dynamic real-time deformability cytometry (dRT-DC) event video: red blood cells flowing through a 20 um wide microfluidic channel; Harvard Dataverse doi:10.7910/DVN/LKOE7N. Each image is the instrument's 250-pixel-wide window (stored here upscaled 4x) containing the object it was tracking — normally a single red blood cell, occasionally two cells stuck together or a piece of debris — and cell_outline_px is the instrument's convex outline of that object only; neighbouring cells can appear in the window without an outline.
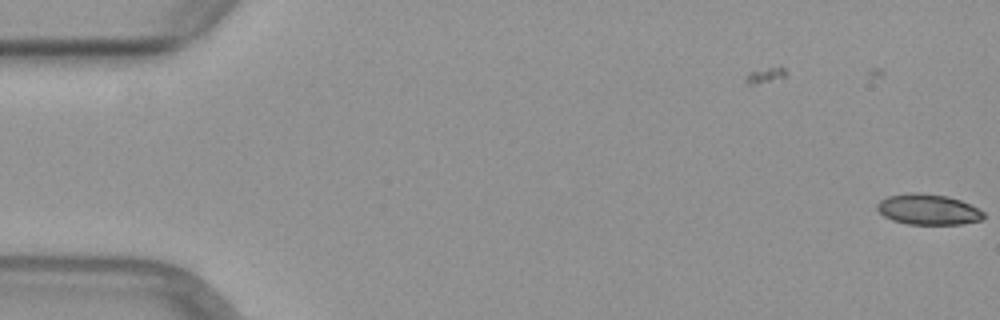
{"species": "common noctule bat (a hibernating species)", "species_latin": "Nyctalus noctula", "temperature_condition": "warm", "stored_images_in_passage": 38, "camera_frame_rate_fps": 3000, "um_per_image_px": 0.085, "animal": {"sex": "female", "body_mass_g": 29.2, "forearm_length_mm": 56.3}, "frame": {"image": 1, "passage_image": 1, "time_ms": 0.0, "image_size_px": [1000, 320], "cell_outline_px": [[984, 216], [980, 220], [960, 224], [908, 224], [892, 220], [884, 216], [876, 208], [876, 204], [880, 200], [888, 196], [908, 192], [920, 192], [948, 196], [960, 200], [984, 212]], "centroid_in_image_um": [78.85, 17.79], "position_along_channel_um": 6.2, "area_um2": 18.96}}
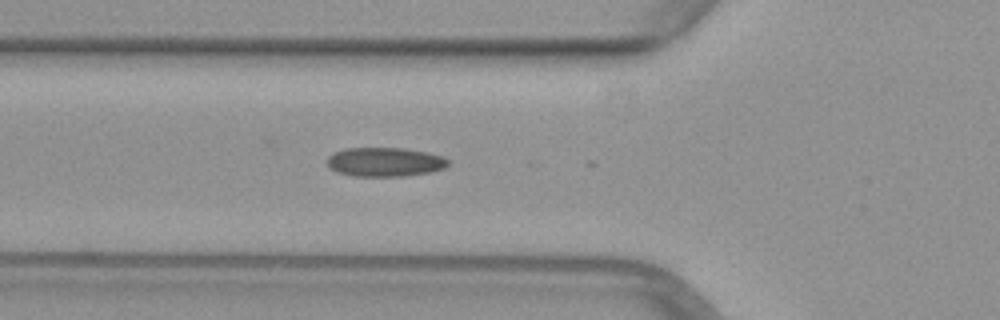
{"frame": {"image": 2, "passage_image": 19, "time_ms": 6.0, "image_size_px": [1000, 320], "cell_outline_px": [[448, 164], [444, 168], [428, 172], [404, 176], [352, 176], [336, 172], [328, 164], [328, 156], [332, 152], [344, 148], [404, 148], [428, 152], [440, 156], [448, 160]], "centroid_in_image_um": [32.67, 13.76], "position_along_channel_um": 93.1, "area_um2": 20.46}}
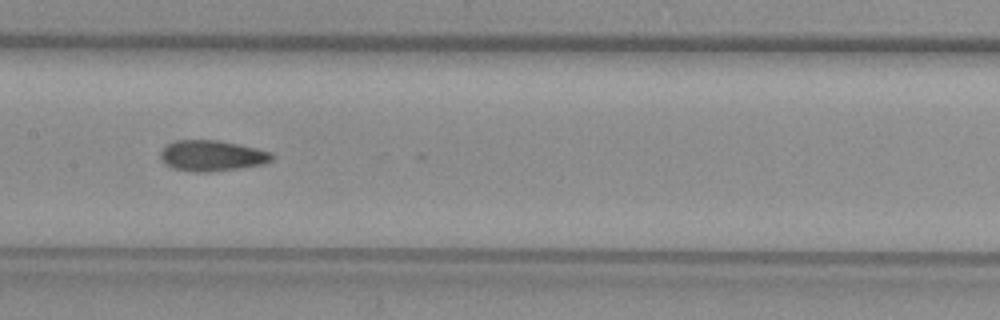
{"frame": {"image": 3, "passage_image": 26, "time_ms": 8.333, "image_size_px": [1000, 320], "cell_outline_px": [[272, 160], [264, 164], [240, 168], [212, 172], [192, 172], [172, 168], [164, 164], [160, 156], [160, 152], [164, 144], [176, 140], [216, 140], [256, 148], [272, 152]], "centroid_in_image_um": [17.96, 13.24], "position_along_channel_um": 189.4, "area_um2": 20.17}}